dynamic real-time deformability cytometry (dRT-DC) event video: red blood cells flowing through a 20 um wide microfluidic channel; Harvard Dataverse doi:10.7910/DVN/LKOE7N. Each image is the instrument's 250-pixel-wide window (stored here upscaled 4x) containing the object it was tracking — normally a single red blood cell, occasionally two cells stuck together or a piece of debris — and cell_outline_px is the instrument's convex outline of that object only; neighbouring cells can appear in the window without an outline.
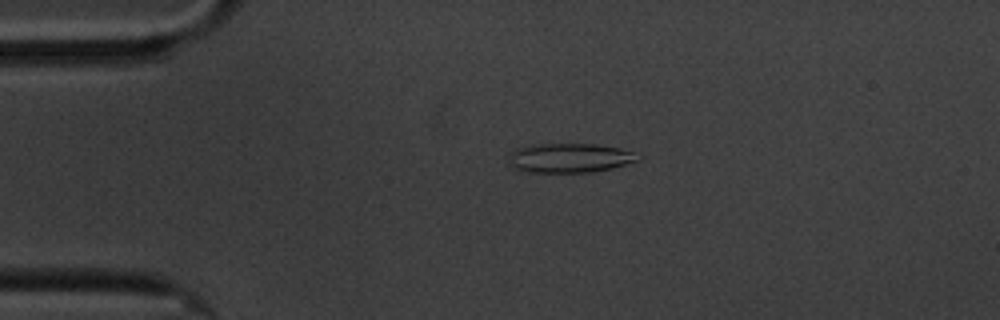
{"species": "common noctule bat (a hibernating species)", "species_latin": "Nyctalus noctula", "temperature_condition": "cold", "stored_images_in_passage": 59, "camera_frame_rate_fps": 3000, "um_per_image_px": 0.085, "animal": {"sex": "male", "body_mass_g": 20.1, "forearm_length_mm": 53.5}, "frame": {"image": 1, "passage_image": 13, "time_ms": 4.0, "image_size_px": [1000, 320], "cell_outline_px": [[640, 160], [612, 168], [592, 172], [528, 172], [516, 168], [508, 160], [512, 152], [516, 148], [540, 144], [596, 144], [620, 148], [632, 152]], "centroid_in_image_um": [48.43, 13.42], "position_along_channel_um": 36.6, "area_um2": 21.73}}
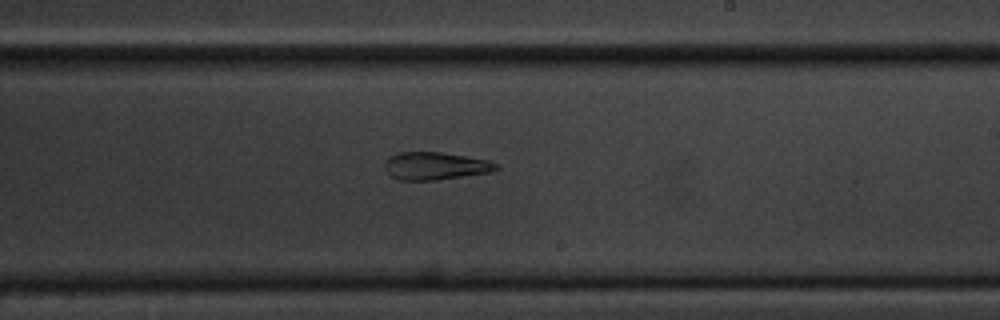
{"frame": {"image": 2, "passage_image": 35, "time_ms": 11.333, "image_size_px": [1000, 320], "cell_outline_px": [[500, 168], [492, 172], [436, 180], [400, 180], [392, 176], [384, 168], [384, 160], [388, 156], [400, 152], [440, 152], [488, 160], [500, 164]], "centroid_in_image_um": [37.01, 14.1], "position_along_channel_um": 252.0, "area_um2": 18.09}}
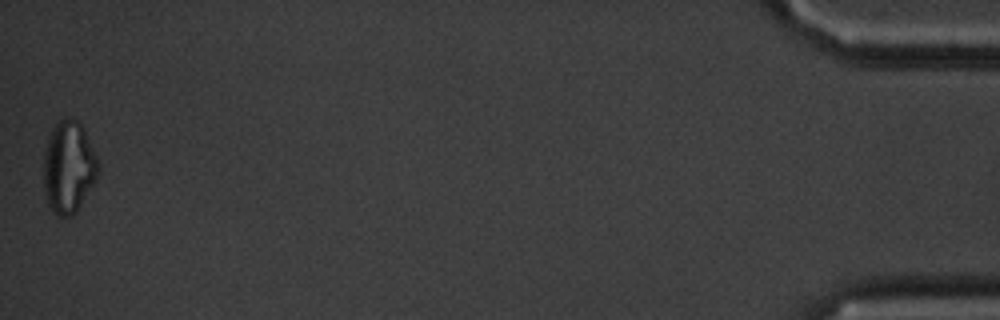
{"frame": {"image": 3, "passage_image": 59, "time_ms": 19.333, "image_size_px": [1000, 320], "cell_outline_px": [[100, 172], [96, 180], [76, 212], [72, 216], [60, 216], [52, 212], [48, 204], [44, 192], [44, 152], [48, 136], [52, 128], [60, 120], [76, 120], [84, 128], [100, 164]], "centroid_in_image_um": [5.84, 14.24], "position_along_channel_um": 429.4, "area_um2": 29.36}, "authors_computed_cell_mechanics": {"area_um2": 21.7328, "velocity_mm_per_s": 3.3793, "shape_relaxation_time_tau1_ms": null, "shape_relaxation_time_tau2_ms": 3.2386, "deformation_change_tau1": null, "deformation_change_tau2": 0.1341}}